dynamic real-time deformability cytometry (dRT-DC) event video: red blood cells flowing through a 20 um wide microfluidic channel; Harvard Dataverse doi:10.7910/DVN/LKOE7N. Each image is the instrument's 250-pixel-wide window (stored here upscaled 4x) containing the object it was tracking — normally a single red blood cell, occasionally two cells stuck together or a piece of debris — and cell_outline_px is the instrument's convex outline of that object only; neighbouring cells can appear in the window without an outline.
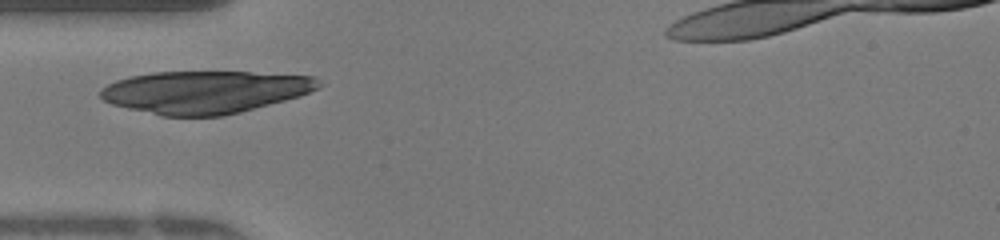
{"species": "human", "species_latin": "Homo sapiens", "temperature_condition": "warm", "stored_images_in_passage": 24, "camera_frame_rate_fps": 3000, "um_per_image_px": 0.085, "donor": {"sex": "female"}, "frame": {"image": 1, "passage_image": 1, "time_ms": 0.0, "image_size_px": [1000, 240], "cell_outline_px": [[324, 84], [300, 96], [240, 112], [220, 116], [164, 116], [128, 108], [112, 104], [104, 100], [100, 96], [100, 88], [116, 80], [132, 76], [152, 72], [252, 72], [312, 76]], "centroid_in_image_um": [17.4, 7.81], "position_along_channel_um": 67.6, "area_um2": 53.75}}
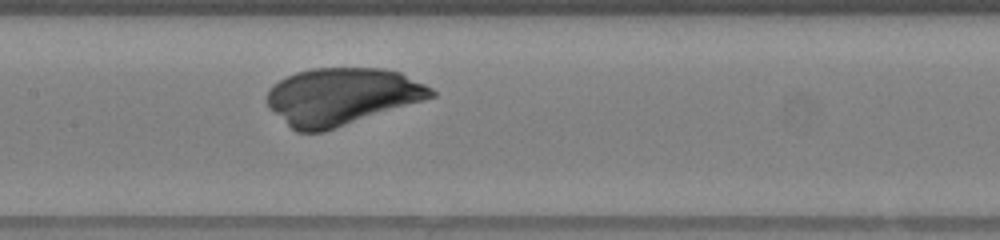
{"frame": {"image": 2, "passage_image": 9, "time_ms": 2.667, "image_size_px": [1000, 240], "cell_outline_px": [[436, 96], [324, 132], [296, 132], [268, 108], [268, 92], [280, 80], [296, 72], [312, 68], [384, 68], [400, 72], [432, 88], [436, 92]], "centroid_in_image_um": [29.05, 8.2], "position_along_channel_um": 178.3, "area_um2": 54.33}}
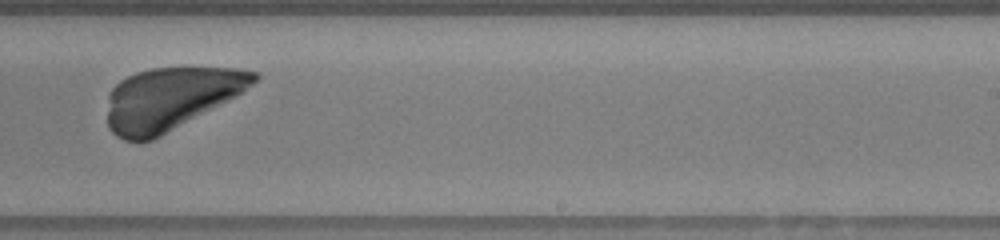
{"frame": {"image": 3, "passage_image": 16, "time_ms": 5.0, "image_size_px": [1000, 240], "cell_outline_px": [[260, 76], [252, 84], [236, 96], [160, 136], [152, 140], [124, 140], [116, 136], [108, 128], [108, 96], [112, 88], [120, 80], [136, 72], [152, 68], [236, 68], [256, 72]], "centroid_in_image_um": [14.46, 8.37], "position_along_channel_um": 274.5, "area_um2": 52.71}}